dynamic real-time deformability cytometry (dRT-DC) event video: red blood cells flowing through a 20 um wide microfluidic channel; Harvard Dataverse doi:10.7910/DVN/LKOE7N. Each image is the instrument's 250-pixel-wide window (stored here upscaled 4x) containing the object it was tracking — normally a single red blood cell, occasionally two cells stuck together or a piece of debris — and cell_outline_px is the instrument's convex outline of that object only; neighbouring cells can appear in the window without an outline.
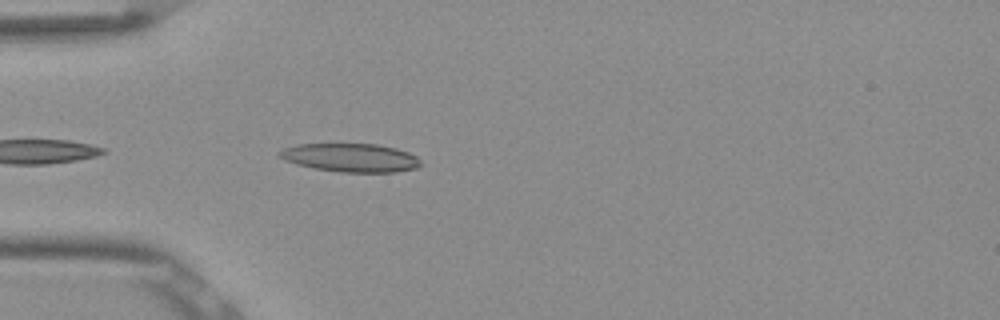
{"species": "Egyptian fruit bat (a non-hibernating species)", "species_latin": "Rousettus aegyptiacus", "temperature_condition": "room temperature", "stored_images_in_passage": 17, "camera_frame_rate_fps": 3000, "um_per_image_px": 0.085, "frame": {"image": 1, "passage_image": 3, "time_ms": 0.667, "image_size_px": [1000, 320], "cell_outline_px": [[424, 164], [416, 168], [396, 172], [340, 172], [316, 168], [296, 164], [284, 160], [276, 156], [276, 152], [284, 148], [296, 144], [376, 144], [396, 148], [408, 152], [416, 156]], "centroid_in_image_um": [29.79, 13.4], "position_along_channel_um": 55.2, "area_um2": 23.58}}
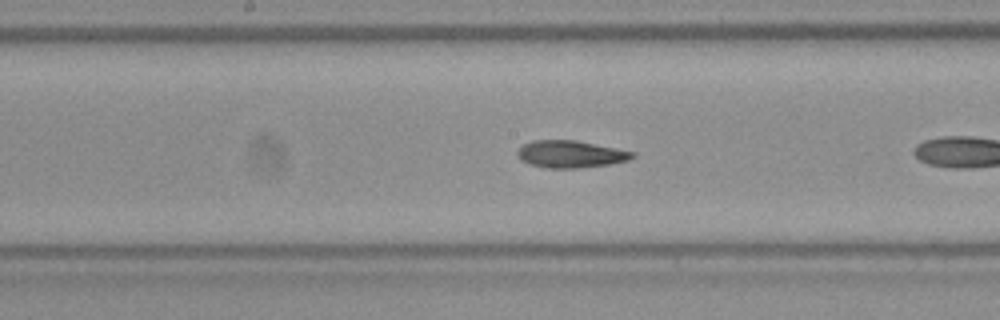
{"frame": {"image": 2, "passage_image": 12, "time_ms": 3.667, "image_size_px": [1000, 320], "cell_outline_px": [[636, 156], [628, 160], [608, 164], [576, 168], [544, 168], [528, 164], [520, 160], [516, 156], [516, 152], [524, 144], [532, 140], [576, 140], [636, 152]], "centroid_in_image_um": [48.46, 13.1], "position_along_channel_um": 199.7, "area_um2": 18.32}}
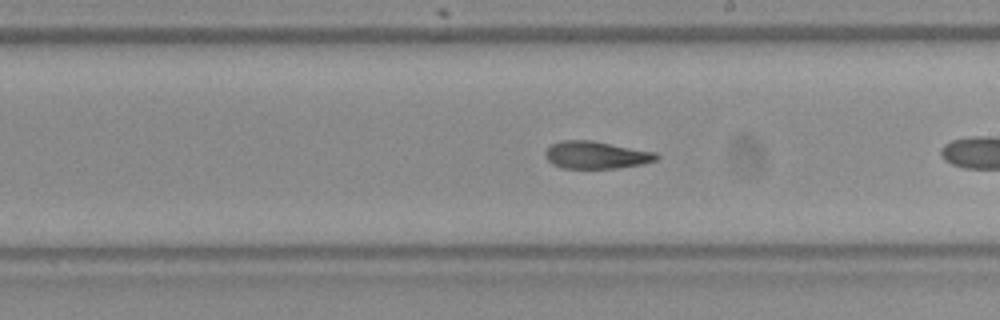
{"frame": {"image": 3, "passage_image": 15, "time_ms": 4.667, "image_size_px": [1000, 320], "cell_outline_px": [[660, 156], [656, 160], [640, 164], [616, 168], [560, 168], [552, 164], [544, 156], [544, 152], [552, 144], [560, 140], [592, 140], [656, 152]], "centroid_in_image_um": [50.64, 13.17], "position_along_channel_um": 238.4, "area_um2": 17.8}}